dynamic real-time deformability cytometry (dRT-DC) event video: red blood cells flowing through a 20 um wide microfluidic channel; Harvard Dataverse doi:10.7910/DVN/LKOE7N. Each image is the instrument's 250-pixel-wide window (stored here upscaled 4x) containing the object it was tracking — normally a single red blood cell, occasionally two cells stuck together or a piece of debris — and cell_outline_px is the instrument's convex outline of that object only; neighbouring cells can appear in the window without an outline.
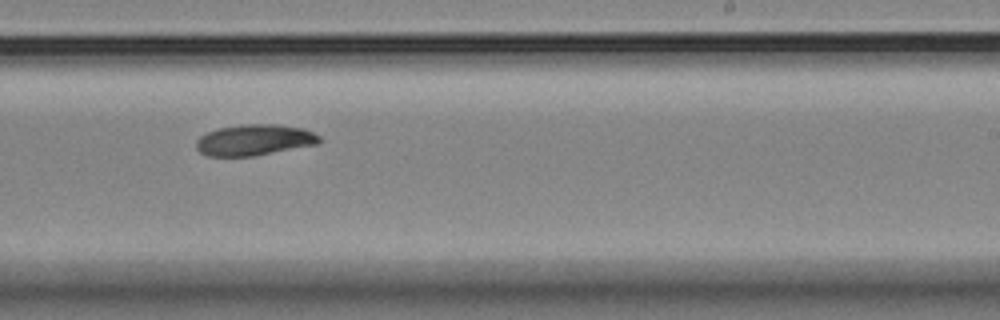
{"species": "Egyptian fruit bat (a non-hibernating species)", "species_latin": "Rousettus aegyptiacus", "temperature_condition": "room temperature", "stored_images_in_passage": 11, "camera_frame_rate_fps": 3000, "um_per_image_px": 0.085, "animal": {"sex": "female"}, "frame": {"image": 1, "passage_image": 10, "time_ms": 11.333, "image_size_px": [1000, 320], "cell_outline_px": [[320, 144], [256, 156], [208, 156], [200, 152], [196, 148], [196, 140], [200, 136], [208, 132], [220, 128], [240, 124], [276, 124], [304, 128], [320, 136]], "centroid_in_image_um": [21.65, 11.9], "position_along_channel_um": 267.3, "area_um2": 22.48}}
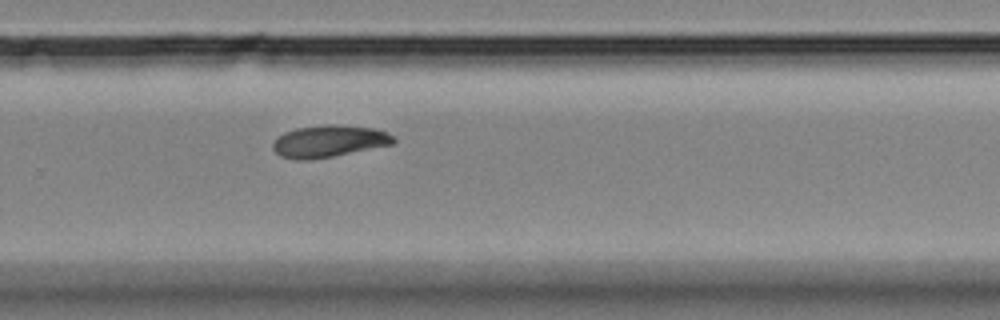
{"frame": {"image": 2, "passage_image": 11, "time_ms": 12.333, "image_size_px": [1000, 320], "cell_outline_px": [[396, 144], [332, 156], [308, 160], [296, 160], [280, 156], [272, 148], [272, 144], [284, 132], [296, 128], [324, 124], [336, 124], [372, 128], [388, 132], [396, 140]], "centroid_in_image_um": [27.98, 12.0], "position_along_channel_um": 301.8, "area_um2": 22.54}}